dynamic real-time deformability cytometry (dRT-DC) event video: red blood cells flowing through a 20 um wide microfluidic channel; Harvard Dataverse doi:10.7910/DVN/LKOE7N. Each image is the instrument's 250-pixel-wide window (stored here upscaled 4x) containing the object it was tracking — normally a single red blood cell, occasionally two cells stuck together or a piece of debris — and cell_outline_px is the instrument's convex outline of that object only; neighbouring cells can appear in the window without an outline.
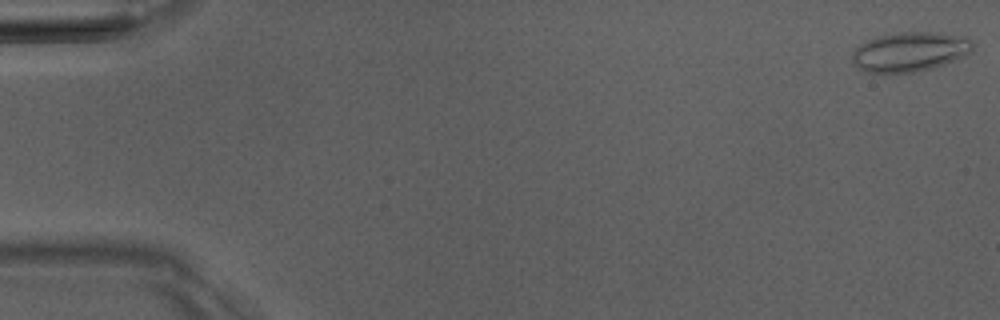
{"species": "Egyptian fruit bat (a non-hibernating species)", "species_latin": "Rousettus aegyptiacus", "temperature_condition": "room temperature", "stored_images_in_passage": 6, "camera_frame_rate_fps": 3000, "um_per_image_px": 0.085, "animal": {"sex": "male"}, "frame": {"image": 1, "passage_image": 1, "time_ms": 0.0, "image_size_px": [1000, 320], "cell_outline_px": [[972, 52], [964, 56], [944, 64], [932, 68], [912, 72], [868, 72], [860, 68], [852, 60], [852, 52], [860, 44], [868, 40], [880, 36], [896, 32], [936, 32], [968, 36], [972, 40]], "centroid_in_image_um": [77.39, 4.37], "position_along_channel_um": 7.6, "area_um2": 27.63}}